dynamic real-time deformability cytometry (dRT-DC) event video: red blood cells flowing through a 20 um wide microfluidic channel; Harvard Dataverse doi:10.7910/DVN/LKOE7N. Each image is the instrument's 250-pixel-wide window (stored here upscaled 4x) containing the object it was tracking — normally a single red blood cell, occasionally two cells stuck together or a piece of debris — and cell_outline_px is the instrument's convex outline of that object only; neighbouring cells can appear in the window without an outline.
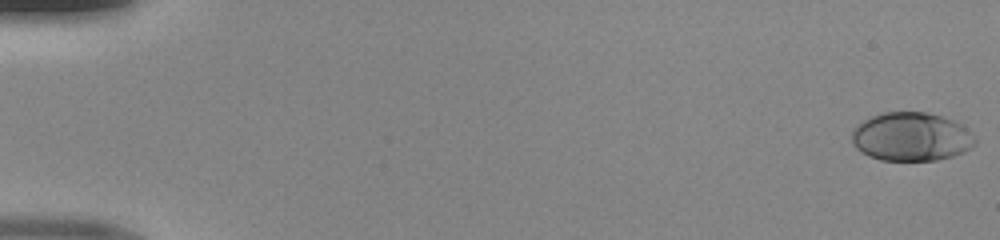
{"species": "human", "species_latin": "Homo sapiens", "temperature_condition": "room temperature", "stored_images_in_passage": 50, "camera_frame_rate_fps": 3000, "um_per_image_px": 0.085, "donor": {"sex": "male"}, "frame": {"image": 1, "passage_image": 1, "time_ms": 0.0, "image_size_px": [1000, 240], "cell_outline_px": [[976, 144], [972, 148], [964, 152], [952, 156], [936, 160], [880, 160], [868, 156], [860, 152], [852, 144], [852, 128], [864, 120], [872, 116], [884, 112], [928, 112], [952, 120], [960, 124], [976, 136]], "centroid_in_image_um": [77.45, 11.63], "position_along_channel_um": 7.5, "area_um2": 35.14}}
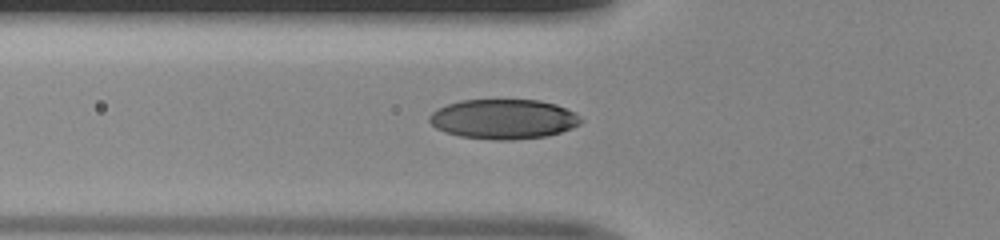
{"frame": {"image": 2, "passage_image": 19, "time_ms": 6.0, "image_size_px": [1000, 240], "cell_outline_px": [[584, 120], [580, 124], [572, 128], [560, 132], [544, 136], [512, 140], [496, 140], [460, 136], [444, 132], [436, 128], [428, 120], [428, 116], [432, 112], [448, 104], [460, 100], [540, 100], [556, 104], [580, 116]], "centroid_in_image_um": [42.79, 10.12], "position_along_channel_um": 83.0, "area_um2": 35.03}}
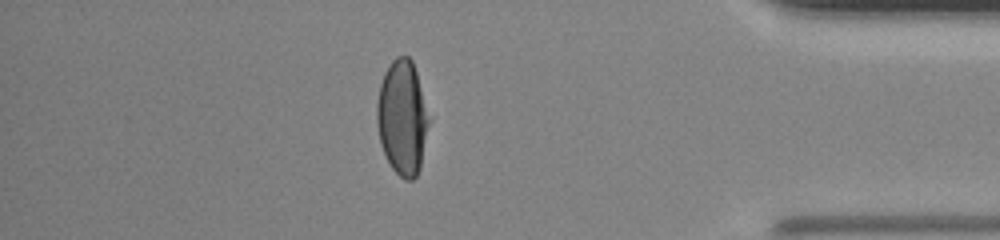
{"frame": {"image": 3, "passage_image": 44, "time_ms": 14.333, "image_size_px": [1000, 240], "cell_outline_px": [[428, 124], [420, 168], [416, 176], [412, 180], [404, 180], [392, 168], [380, 144], [376, 124], [376, 104], [380, 84], [384, 72], [392, 60], [396, 56], [408, 56], [412, 60], [416, 72], [428, 120]], "centroid_in_image_um": [34.15, 10.0], "position_along_channel_um": 401.0, "area_um2": 34.22}}